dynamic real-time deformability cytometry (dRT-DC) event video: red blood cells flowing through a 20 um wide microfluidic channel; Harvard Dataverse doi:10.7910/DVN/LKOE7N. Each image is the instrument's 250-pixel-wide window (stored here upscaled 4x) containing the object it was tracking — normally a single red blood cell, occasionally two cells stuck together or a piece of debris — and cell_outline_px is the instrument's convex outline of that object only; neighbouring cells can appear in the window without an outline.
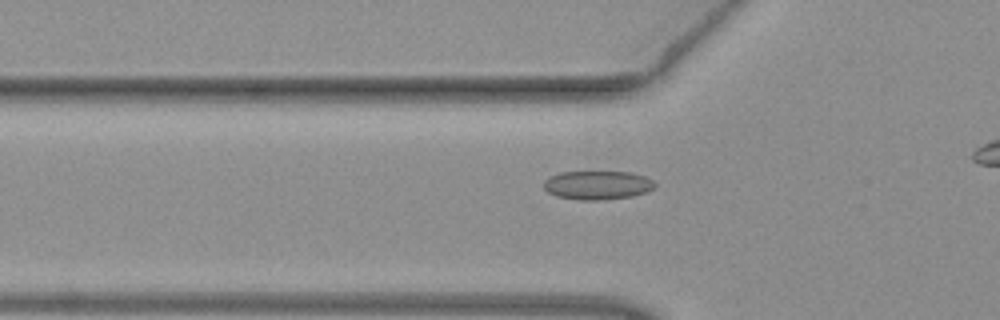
{"species": "common noctule bat (a hibernating species)", "species_latin": "Nyctalus noctula", "temperature_condition": "warm", "stored_images_in_passage": 40, "camera_frame_rate_fps": 3000, "um_per_image_px": 0.085, "animal": {"sex": "female", "body_mass_g": 19.3, "forearm_length_mm": 54.1}, "frame": {"image": 1, "passage_image": 15, "time_ms": 4.667, "image_size_px": [1000, 320], "cell_outline_px": [[656, 184], [648, 192], [632, 196], [600, 200], [580, 200], [556, 196], [548, 192], [544, 188], [544, 180], [548, 176], [560, 172], [632, 172], [644, 176], [652, 180]], "centroid_in_image_um": [50.77, 15.73], "position_along_channel_um": 75.0, "area_um2": 18.67}}
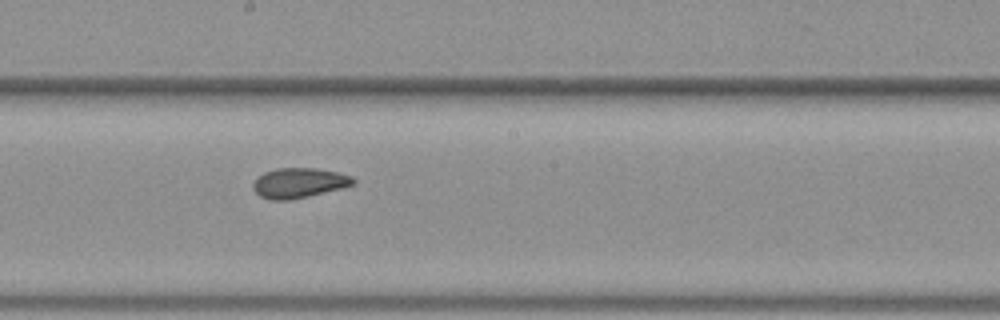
{"frame": {"image": 2, "passage_image": 26, "time_ms": 8.333, "image_size_px": [1000, 320], "cell_outline_px": [[356, 184], [344, 188], [308, 196], [288, 200], [268, 200], [260, 196], [252, 188], [252, 184], [264, 172], [276, 168], [316, 168], [336, 172], [352, 176], [356, 180]], "centroid_in_image_um": [25.44, 15.55], "position_along_channel_um": 222.8, "area_um2": 17.57}}
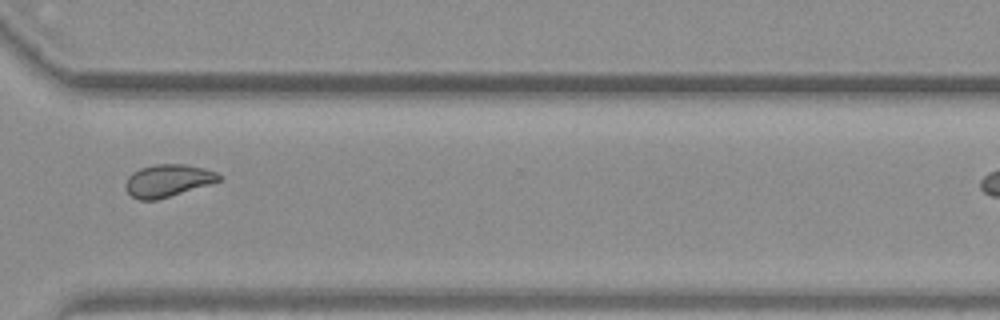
{"frame": {"image": 3, "passage_image": 36, "time_ms": 11.667, "image_size_px": [1000, 320], "cell_outline_px": [[224, 176], [220, 180], [208, 184], [156, 200], [140, 200], [132, 196], [124, 188], [124, 184], [128, 176], [132, 172], [140, 168], [156, 164], [184, 164], [204, 168], [216, 172]], "centroid_in_image_um": [14.23, 15.34], "position_along_channel_um": 356.4, "area_um2": 17.51}}